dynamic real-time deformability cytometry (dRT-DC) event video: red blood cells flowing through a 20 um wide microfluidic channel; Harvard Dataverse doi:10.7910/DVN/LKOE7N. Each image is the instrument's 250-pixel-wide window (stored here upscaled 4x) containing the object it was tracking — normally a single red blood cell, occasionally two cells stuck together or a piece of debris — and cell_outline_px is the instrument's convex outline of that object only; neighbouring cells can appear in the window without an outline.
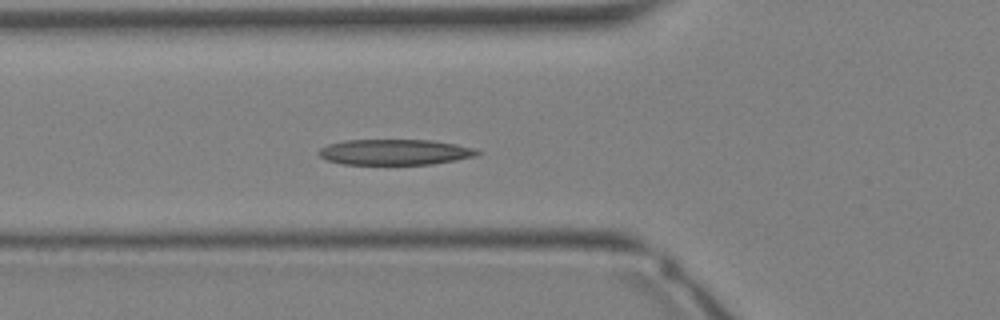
{"species": "Egyptian fruit bat (a non-hibernating species)", "species_latin": "Rousettus aegyptiacus", "temperature_condition": "warm", "stored_images_in_passage": 31, "segment_of_instrument_passage": [1, 2], "camera_frame_rate_fps": 3000, "um_per_image_px": 0.085, "animal": {"sex": "female"}, "frame": {"image": 1, "passage_image": 8, "time_ms": 2.333, "image_size_px": [1000, 320], "cell_outline_px": [[484, 152], [480, 156], [432, 164], [344, 164], [328, 160], [320, 156], [320, 148], [328, 144], [344, 140], [432, 140], [456, 144], [476, 148]], "centroid_in_image_um": [33.67, 12.92], "position_along_channel_um": 92.1, "area_um2": 23.81}}
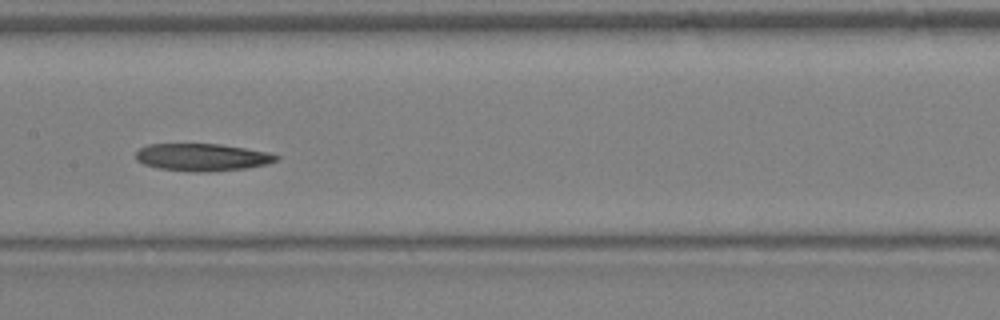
{"frame": {"image": 2, "passage_image": 13, "time_ms": 4.0, "image_size_px": [1000, 320], "cell_outline_px": [[280, 160], [268, 164], [248, 168], [204, 172], [196, 172], [160, 168], [144, 164], [136, 160], [136, 152], [140, 148], [148, 144], [220, 144], [268, 152], [280, 156]], "centroid_in_image_um": [17.23, 13.36], "position_along_channel_um": 190.2, "area_um2": 22.43}}
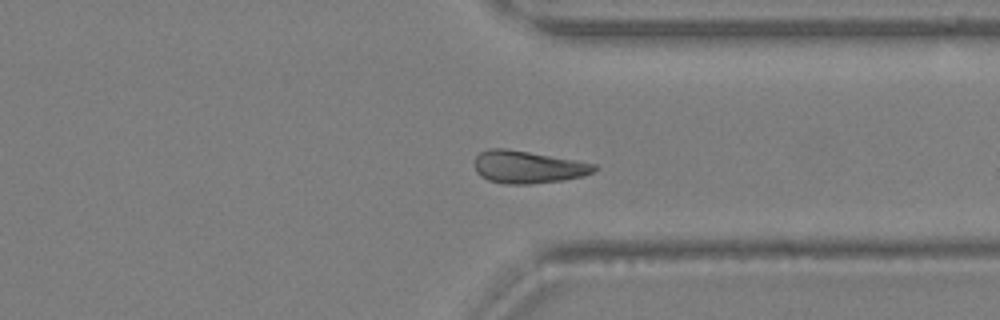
{"frame": {"image": 3, "passage_image": 22, "time_ms": 7.0, "image_size_px": [1000, 320], "cell_outline_px": [[596, 168], [592, 172], [584, 176], [564, 180], [532, 184], [504, 184], [488, 180], [480, 176], [476, 172], [476, 156], [480, 152], [488, 148], [508, 148], [576, 160], [596, 164]], "centroid_in_image_um": [44.86, 14.19], "position_along_channel_um": 366.5, "area_um2": 22.77}}